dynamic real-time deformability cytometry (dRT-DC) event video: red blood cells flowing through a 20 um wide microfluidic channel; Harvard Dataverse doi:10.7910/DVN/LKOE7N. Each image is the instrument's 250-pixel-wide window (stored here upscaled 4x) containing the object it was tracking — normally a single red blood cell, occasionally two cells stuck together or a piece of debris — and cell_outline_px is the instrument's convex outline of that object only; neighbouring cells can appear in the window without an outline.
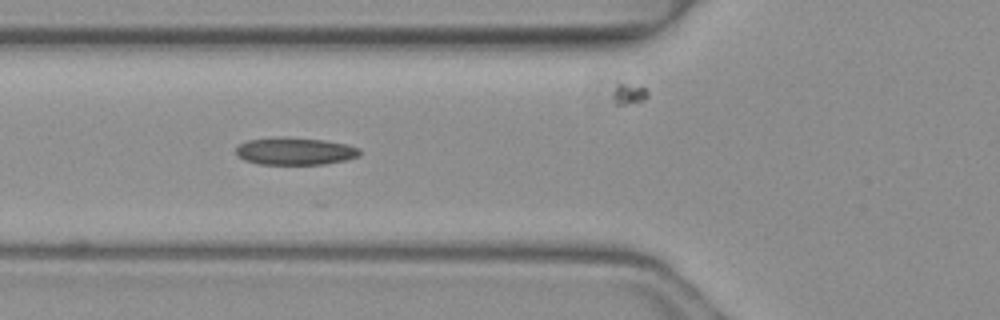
{"species": "common noctule bat (a hibernating species)", "species_latin": "Nyctalus noctula", "temperature_condition": "warm", "stored_images_in_passage": 6, "camera_frame_rate_fps": 3000, "um_per_image_px": 0.085, "animal": {"sex": "female", "body_mass_g": 19.3, "forearm_length_mm": 54.1}, "frame": {"image": 1, "passage_image": 5, "time_ms": 1.333, "image_size_px": [1000, 320], "cell_outline_px": [[360, 156], [344, 160], [324, 164], [256, 164], [244, 160], [236, 156], [236, 148], [240, 144], [248, 140], [324, 140], [348, 144], [360, 148]], "centroid_in_image_um": [25.11, 12.91], "position_along_channel_um": 100.7, "area_um2": 18.84}}